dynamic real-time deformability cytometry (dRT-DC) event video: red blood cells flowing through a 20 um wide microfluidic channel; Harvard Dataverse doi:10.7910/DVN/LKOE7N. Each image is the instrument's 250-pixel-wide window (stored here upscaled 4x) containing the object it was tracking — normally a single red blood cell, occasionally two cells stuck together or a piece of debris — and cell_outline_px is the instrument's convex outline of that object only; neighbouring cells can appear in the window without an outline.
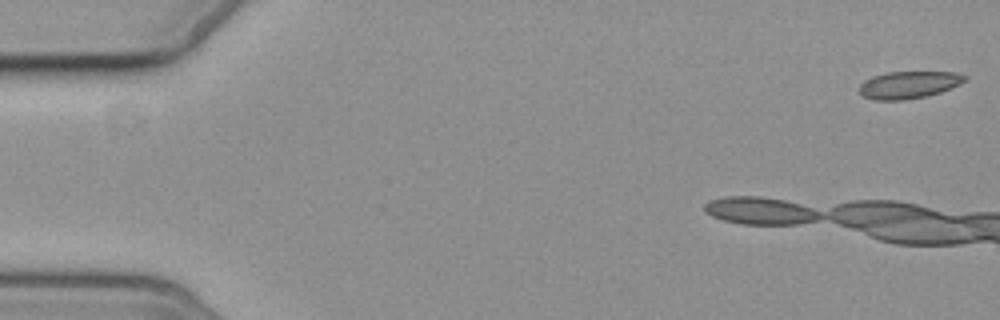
{"species": "common noctule bat (a hibernating species)", "species_latin": "Nyctalus noctula", "temperature_condition": "cold", "stored_images_in_passage": 3, "camera_frame_rate_fps": 3000, "um_per_image_px": 0.085, "animal": {"sex": "female", "body_mass_g": 19.3, "forearm_length_mm": 54.1}, "frame": {"image": 1, "passage_image": 1, "time_ms": 0.0, "image_size_px": [1000, 320], "cell_outline_px": [[968, 80], [960, 84], [940, 92], [928, 96], [904, 100], [876, 100], [864, 96], [860, 92], [860, 84], [864, 80], [872, 76], [888, 72], [956, 72], [968, 76]], "centroid_in_image_um": [77.28, 7.2], "position_along_channel_um": 7.7, "area_um2": 16.82}}